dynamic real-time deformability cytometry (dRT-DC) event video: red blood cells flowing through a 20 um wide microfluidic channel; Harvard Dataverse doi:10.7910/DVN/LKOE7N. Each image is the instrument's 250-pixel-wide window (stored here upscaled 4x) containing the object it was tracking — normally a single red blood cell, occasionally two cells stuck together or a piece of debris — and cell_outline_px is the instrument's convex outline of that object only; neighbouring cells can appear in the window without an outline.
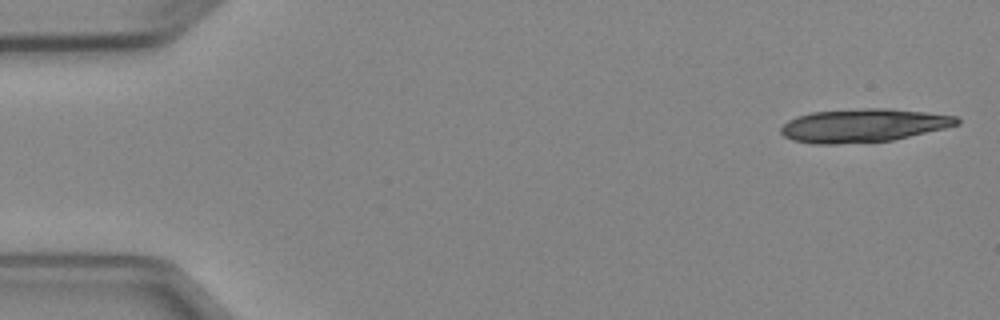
{"species": "Egyptian fruit bat (a non-hibernating species)", "species_latin": "Rousettus aegyptiacus", "temperature_condition": "cold", "stored_images_in_passage": 6, "segment_of_instrument_passage": [1, 2], "camera_frame_rate_fps": 3000, "um_per_image_px": 0.085, "animal": {"sex": "female"}, "frame": {"image": 1, "passage_image": 1, "time_ms": 0.0, "image_size_px": [1000, 320], "cell_outline_px": [[960, 124], [944, 128], [892, 140], [836, 144], [812, 144], [792, 140], [784, 136], [780, 132], [780, 128], [788, 120], [796, 116], [812, 112], [864, 108], [892, 108], [956, 116], [960, 120]], "centroid_in_image_um": [73.35, 10.66], "position_along_channel_um": 11.7, "area_um2": 34.16}}